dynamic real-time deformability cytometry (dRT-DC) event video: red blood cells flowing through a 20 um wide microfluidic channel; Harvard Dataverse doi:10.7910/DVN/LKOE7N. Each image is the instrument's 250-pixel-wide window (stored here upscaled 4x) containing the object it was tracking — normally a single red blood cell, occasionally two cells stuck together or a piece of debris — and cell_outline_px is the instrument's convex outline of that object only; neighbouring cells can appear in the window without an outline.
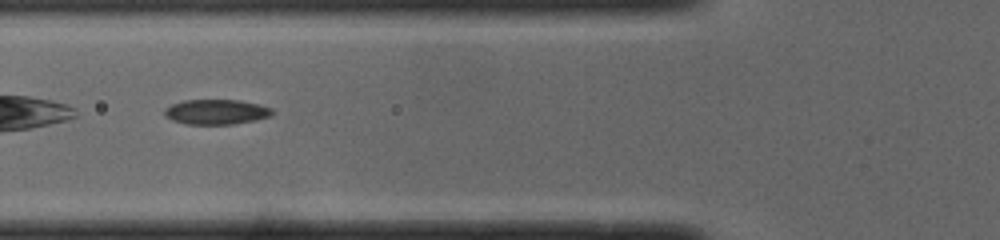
{"species": "common noctule bat (a hibernating species)", "species_latin": "Nyctalus noctula", "temperature_condition": "cold", "stored_images_in_passage": 30, "camera_frame_rate_fps": 3000, "um_per_image_px": 0.085, "animal": {"sex": "male", "body_mass_g": 19.0, "forearm_length_mm": 50.8}, "frame": {"image": 1, "passage_image": 5, "time_ms": 1.333, "image_size_px": [1000, 240], "cell_outline_px": [[272, 116], [256, 120], [232, 124], [188, 124], [172, 120], [164, 116], [164, 108], [172, 104], [184, 100], [240, 100], [260, 104], [272, 108]], "centroid_in_image_um": [18.39, 9.51], "position_along_channel_um": 107.4, "area_um2": 15.78}, "authors_computed_cell_mechanics": {"area_um2": 15.7216, "velocity_mm_per_s": 3.9589, "shape_relaxation_time_tau1_ms": null, "shape_relaxation_time_tau2_ms": 2.2222, "deformation_change_tau1": null, "deformation_change_tau2": 0.0926}}